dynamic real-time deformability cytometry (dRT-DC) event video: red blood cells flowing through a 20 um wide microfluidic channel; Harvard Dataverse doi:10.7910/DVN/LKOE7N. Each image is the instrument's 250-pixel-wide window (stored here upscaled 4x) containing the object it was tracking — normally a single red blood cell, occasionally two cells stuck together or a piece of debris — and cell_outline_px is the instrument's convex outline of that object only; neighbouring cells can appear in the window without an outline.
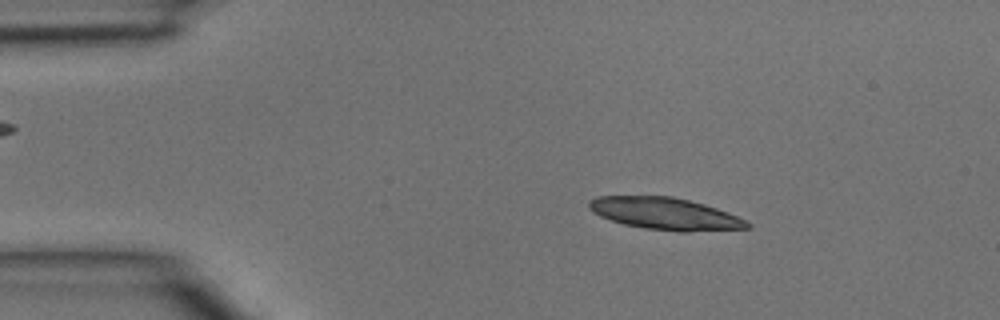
{"species": "common noctule bat (a hibernating species)", "species_latin": "Nyctalus noctula", "temperature_condition": "room temperature", "stored_images_in_passage": 2, "camera_frame_rate_fps": 3000, "um_per_image_px": 0.085, "animal": {"sex": "male", "body_mass_g": 15.6}, "frame": {"image": 1, "passage_image": 1, "time_ms": 0.0, "image_size_px": [1000, 320], "cell_outline_px": [[752, 228], [688, 232], [680, 232], [644, 228], [624, 224], [600, 216], [592, 212], [588, 208], [588, 200], [596, 196], [672, 196], [704, 204], [716, 208], [736, 216], [752, 224]], "centroid_in_image_um": [56.52, 18.16], "position_along_channel_um": 28.5, "area_um2": 29.59}}